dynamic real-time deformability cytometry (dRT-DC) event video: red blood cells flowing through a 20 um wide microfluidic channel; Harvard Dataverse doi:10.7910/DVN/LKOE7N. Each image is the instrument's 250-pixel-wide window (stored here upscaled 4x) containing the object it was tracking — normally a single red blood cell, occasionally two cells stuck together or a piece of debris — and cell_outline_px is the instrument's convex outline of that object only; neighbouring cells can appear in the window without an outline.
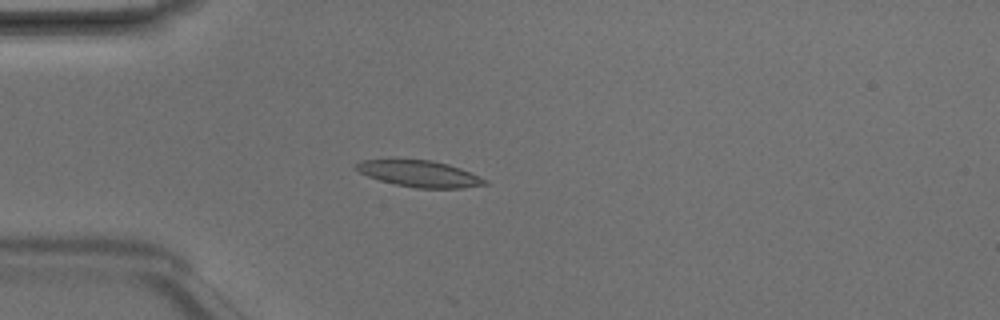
{"species": "Egyptian fruit bat (a non-hibernating species)", "species_latin": "Rousettus aegyptiacus", "temperature_condition": "room temperature", "stored_images_in_passage": 4, "camera_frame_rate_fps": 3000, "um_per_image_px": 0.085, "animal": {"sex": "male"}, "frame": {"image": 1, "passage_image": 4, "time_ms": 1.0, "image_size_px": [1000, 320], "cell_outline_px": [[488, 184], [460, 188], [416, 188], [396, 184], [380, 180], [368, 176], [360, 172], [356, 168], [356, 164], [364, 160], [432, 160], [448, 164], [460, 168], [488, 180]], "centroid_in_image_um": [35.7, 14.77], "position_along_channel_um": 49.3, "area_um2": 19.42}}